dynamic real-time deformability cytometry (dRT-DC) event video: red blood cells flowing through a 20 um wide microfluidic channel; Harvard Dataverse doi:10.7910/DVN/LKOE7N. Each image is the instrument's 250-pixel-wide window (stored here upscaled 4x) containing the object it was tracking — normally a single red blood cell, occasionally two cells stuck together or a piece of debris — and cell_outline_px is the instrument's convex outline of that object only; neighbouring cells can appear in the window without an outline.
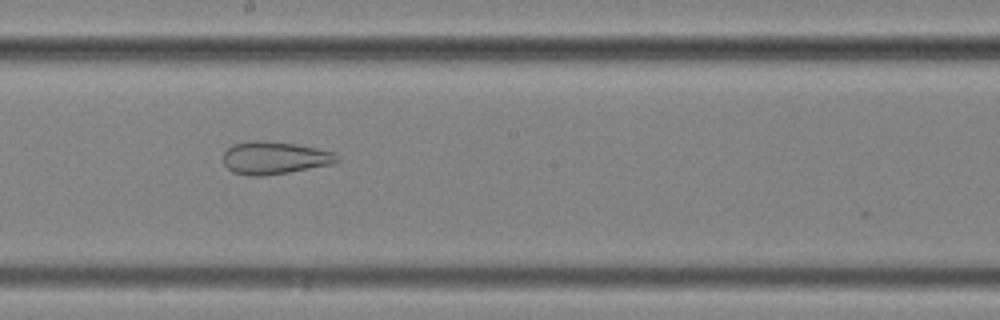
{"species": "common noctule bat (a hibernating species)", "species_latin": "Nyctalus noctula", "temperature_condition": "cold", "stored_images_in_passage": 20, "camera_frame_rate_fps": 3000, "um_per_image_px": 0.085, "animal": {"sex": "female", "body_mass_g": 25.1}, "frame": {"image": 1, "passage_image": 16, "time_ms": 5.0, "image_size_px": [1000, 320], "cell_outline_px": [[340, 160], [332, 164], [288, 172], [260, 176], [248, 176], [232, 172], [224, 164], [224, 152], [232, 144], [248, 140], [264, 140], [296, 144], [336, 152], [340, 156]], "centroid_in_image_um": [23.34, 13.4], "position_along_channel_um": 224.9, "area_um2": 21.85}}